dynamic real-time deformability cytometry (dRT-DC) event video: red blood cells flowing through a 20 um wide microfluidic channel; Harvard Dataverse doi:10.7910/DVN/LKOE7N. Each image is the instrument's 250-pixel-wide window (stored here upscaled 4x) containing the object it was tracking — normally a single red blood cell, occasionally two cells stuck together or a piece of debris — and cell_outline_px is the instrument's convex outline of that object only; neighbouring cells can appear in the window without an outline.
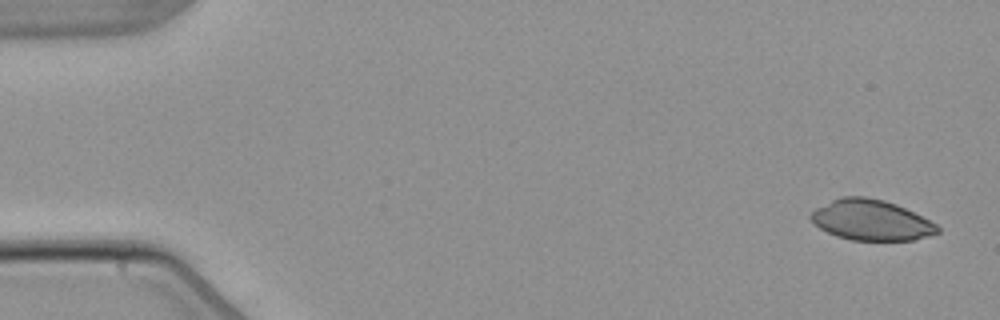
{"species": "common noctule bat (a hibernating species)", "species_latin": "Nyctalus noctula", "temperature_condition": "warm", "stored_images_in_passage": 4, "camera_frame_rate_fps": 3000, "um_per_image_px": 0.085, "animal": {"sex": "male", "body_mass_g": 21.5, "forearm_length_mm": 52.0}, "frame": {"image": 1, "passage_image": 1, "time_ms": 0.0, "image_size_px": [1000, 320], "cell_outline_px": [[940, 232], [928, 236], [912, 240], [852, 240], [836, 236], [820, 228], [808, 216], [816, 208], [832, 200], [844, 196], [864, 196], [884, 200], [896, 204], [936, 224], [940, 228]], "centroid_in_image_um": [74.04, 18.71], "position_along_channel_um": 11.0, "area_um2": 29.59}}